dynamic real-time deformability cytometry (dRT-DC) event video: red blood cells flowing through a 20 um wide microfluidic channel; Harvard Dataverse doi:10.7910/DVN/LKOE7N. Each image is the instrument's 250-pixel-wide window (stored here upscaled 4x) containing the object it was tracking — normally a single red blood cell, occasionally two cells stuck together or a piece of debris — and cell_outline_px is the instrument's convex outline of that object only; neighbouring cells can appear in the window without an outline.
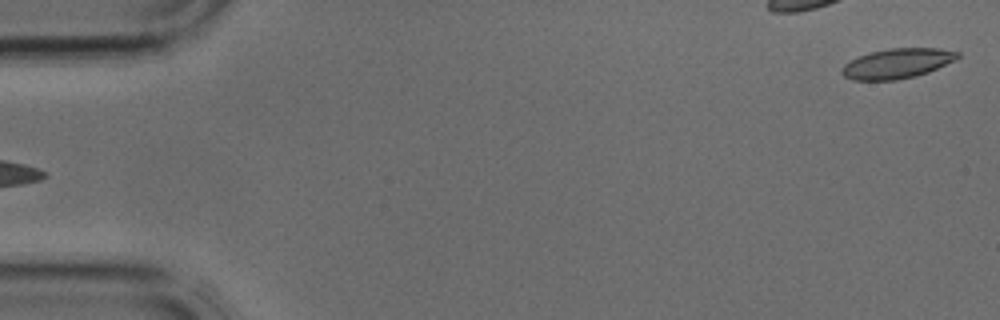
{"species": "common noctule bat (a hibernating species)", "species_latin": "Nyctalus noctula", "temperature_condition": "cold", "stored_images_in_passage": 4, "camera_frame_rate_fps": 3000, "um_per_image_px": 0.085, "animal": {"sex": "male", "body_mass_g": 17.9, "forearm_length_mm": 54.2}, "frame": {"image": 1, "passage_image": 4, "time_ms": 1.0, "image_size_px": [1000, 320], "cell_outline_px": [[960, 56], [956, 60], [928, 72], [916, 76], [896, 80], [852, 80], [844, 76], [840, 72], [840, 68], [844, 64], [860, 56], [872, 52], [888, 48], [940, 48], [960, 52]], "centroid_in_image_um": [76.27, 5.39], "position_along_channel_um": 8.7, "area_um2": 20.23}}